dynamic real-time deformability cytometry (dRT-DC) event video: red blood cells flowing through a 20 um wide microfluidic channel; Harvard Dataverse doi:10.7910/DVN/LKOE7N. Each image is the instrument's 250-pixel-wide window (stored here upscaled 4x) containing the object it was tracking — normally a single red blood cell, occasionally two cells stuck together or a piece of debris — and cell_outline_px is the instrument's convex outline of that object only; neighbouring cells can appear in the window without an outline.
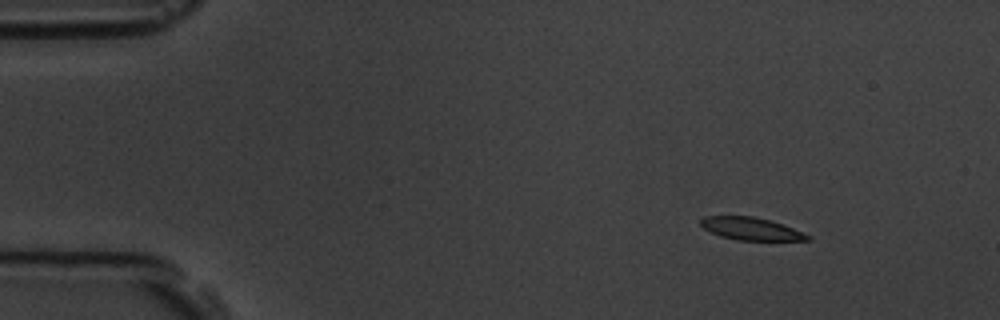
{"species": "common noctule bat (a hibernating species)", "species_latin": "Nyctalus noctula", "temperature_condition": "room temperature", "stored_images_in_passage": 15, "camera_frame_rate_fps": 3000, "um_per_image_px": 0.085, "animal": {"sex": "male", "body_mass_g": 19.5, "forearm_length_mm": 54.6}, "frame": {"image": 1, "passage_image": 1, "time_ms": 0.0, "image_size_px": [1000, 320], "cell_outline_px": [[812, 240], [736, 240], [720, 236], [704, 228], [700, 224], [700, 220], [704, 216], [752, 216], [768, 220], [792, 228], [812, 236]], "centroid_in_image_um": [63.82, 19.45], "position_along_channel_um": 21.2, "area_um2": 13.87}}
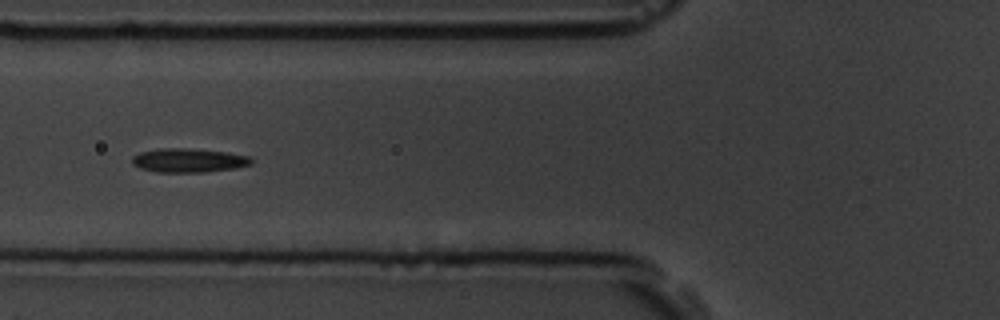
{"frame": {"image": 2, "passage_image": 5, "time_ms": 4.667, "image_size_px": [1000, 320], "cell_outline_px": [[252, 164], [236, 168], [204, 172], [156, 172], [140, 168], [132, 164], [132, 156], [140, 152], [160, 148], [188, 148], [228, 152], [248, 156], [252, 160]], "centroid_in_image_um": [16.02, 13.63], "position_along_channel_um": 109.8, "area_um2": 16.7}}
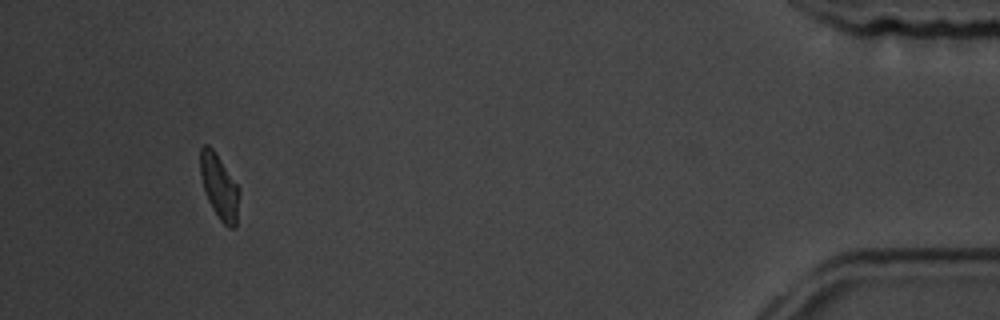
{"frame": {"image": 3, "passage_image": 14, "time_ms": 14.667, "image_size_px": [1000, 320], "cell_outline_px": [[240, 192], [236, 224], [232, 228], [228, 228], [220, 220], [212, 208], [204, 192], [200, 176], [200, 148], [204, 144], [208, 144], [212, 148], [240, 188]], "centroid_in_image_um": [18.63, 15.87], "position_along_channel_um": 416.6, "area_um2": 14.74}, "authors_computed_cell_mechanics": {"area_um2": 15.3748, "velocity_mm_per_s": 3.7709, "shape_relaxation_time_tau1_ms": 11.1701, "shape_relaxation_time_tau2_ms": 2.6136, "deformation_change_tau1": 0.1951, "deformation_change_tau2": 0.0791}}